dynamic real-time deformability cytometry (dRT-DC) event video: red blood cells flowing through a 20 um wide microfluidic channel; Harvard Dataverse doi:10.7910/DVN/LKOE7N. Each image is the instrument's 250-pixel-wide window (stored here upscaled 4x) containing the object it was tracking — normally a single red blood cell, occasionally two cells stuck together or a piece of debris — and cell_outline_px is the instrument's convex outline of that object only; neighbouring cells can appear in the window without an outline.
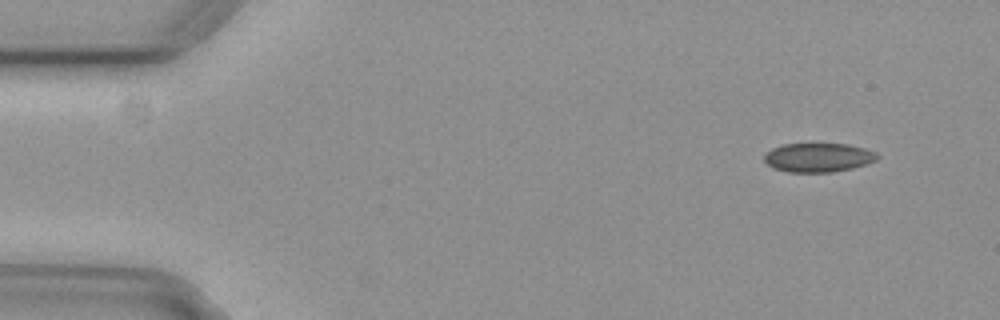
{"species": "common noctule bat (a hibernating species)", "species_latin": "Nyctalus noctula", "temperature_condition": "cold", "stored_images_in_passage": 25, "camera_frame_rate_fps": 3000, "um_per_image_px": 0.085, "animal": {"sex": "female", "body_mass_g": 29.2, "forearm_length_mm": 56.3}, "frame": {"image": 1, "passage_image": 1, "time_ms": 0.0, "image_size_px": [1000, 320], "cell_outline_px": [[880, 156], [876, 160], [852, 168], [832, 172], [788, 172], [772, 168], [764, 160], [764, 156], [772, 148], [784, 144], [848, 144], [864, 148], [876, 152]], "centroid_in_image_um": [69.55, 13.39], "position_along_channel_um": 15.5, "area_um2": 19.02}}
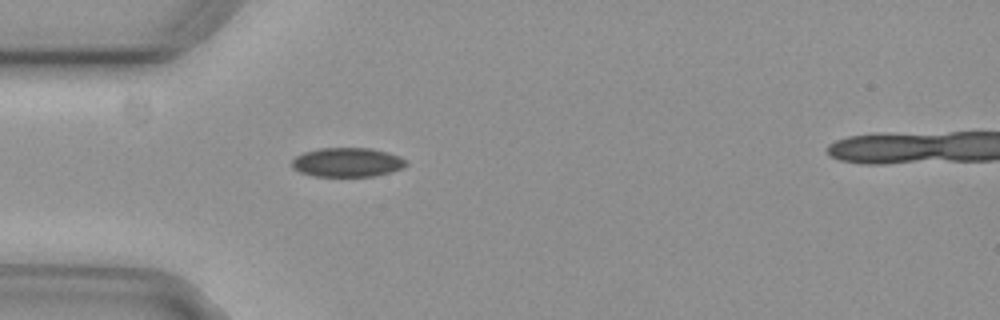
{"frame": {"image": 2, "passage_image": 12, "time_ms": 3.667, "image_size_px": [1000, 320], "cell_outline_px": [[408, 164], [404, 168], [376, 176], [316, 176], [300, 172], [292, 168], [292, 160], [296, 156], [304, 152], [320, 148], [372, 148], [388, 152], [400, 156], [408, 160]], "centroid_in_image_um": [29.57, 13.79], "position_along_channel_um": 55.4, "area_um2": 19.59}}
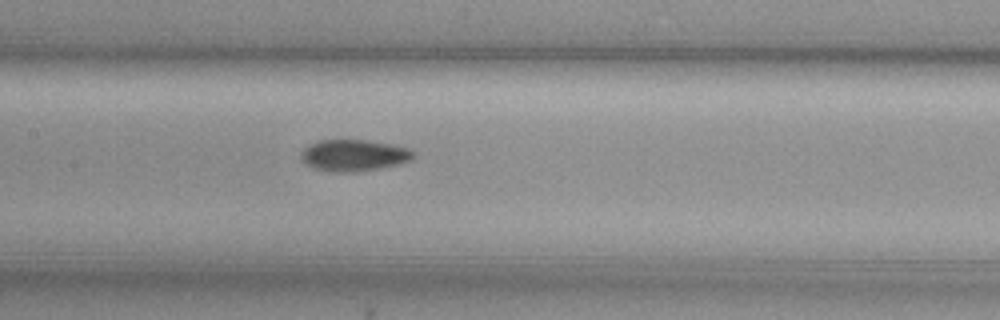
{"frame": {"image": 3, "passage_image": 22, "time_ms": 7.0, "image_size_px": [1000, 320], "cell_outline_px": [[416, 156], [412, 160], [400, 164], [380, 168], [352, 172], [336, 172], [312, 168], [300, 156], [300, 152], [308, 144], [316, 140], [348, 136], [392, 144], [412, 148], [416, 152]], "centroid_in_image_um": [30.11, 13.14], "position_along_channel_um": 177.3, "area_um2": 21.79}}